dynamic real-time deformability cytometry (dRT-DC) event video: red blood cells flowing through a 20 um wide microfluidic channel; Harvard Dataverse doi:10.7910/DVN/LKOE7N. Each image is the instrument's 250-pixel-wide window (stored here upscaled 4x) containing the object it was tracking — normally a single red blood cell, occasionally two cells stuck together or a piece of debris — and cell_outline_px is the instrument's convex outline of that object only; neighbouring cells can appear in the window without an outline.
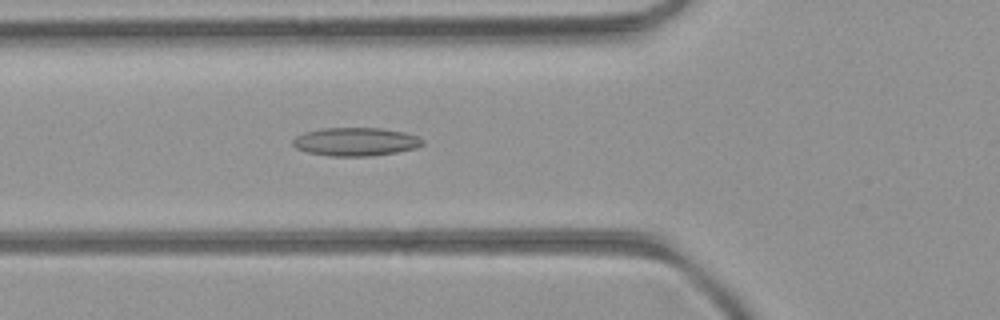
{"species": "common noctule bat (a hibernating species)", "species_latin": "Nyctalus noctula", "temperature_condition": "room temperature", "stored_images_in_passage": 34, "camera_frame_rate_fps": 3000, "um_per_image_px": 0.085, "animal": {"sex": "female", "body_mass_g": 21.9}, "frame": {"image": 1, "passage_image": 7, "time_ms": 2.0, "image_size_px": [1000, 320], "cell_outline_px": [[424, 144], [416, 148], [396, 152], [372, 156], [328, 156], [308, 152], [296, 148], [292, 144], [292, 140], [296, 136], [304, 132], [320, 128], [380, 128], [404, 132], [416, 136], [424, 140]], "centroid_in_image_um": [30.21, 12.04], "position_along_channel_um": 95.6, "area_um2": 21.5}}
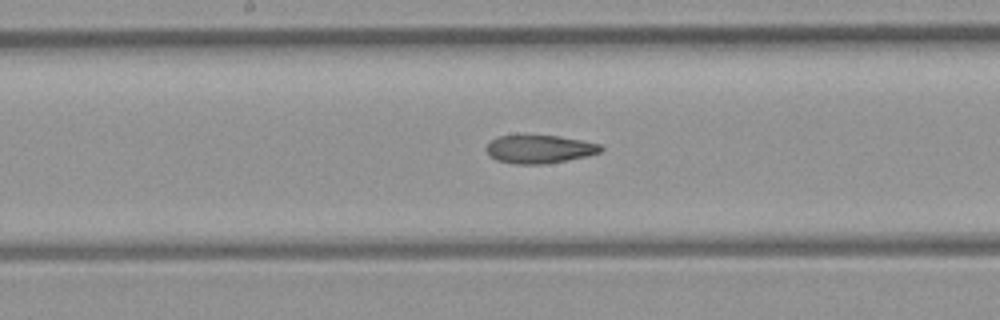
{"frame": {"image": 2, "passage_image": 15, "time_ms": 4.667, "image_size_px": [1000, 320], "cell_outline_px": [[604, 148], [600, 152], [588, 156], [568, 160], [544, 164], [516, 164], [496, 160], [484, 148], [492, 140], [500, 136], [520, 132], [560, 136], [600, 144]], "centroid_in_image_um": [45.84, 12.63], "position_along_channel_um": 202.4, "area_um2": 19.48}}
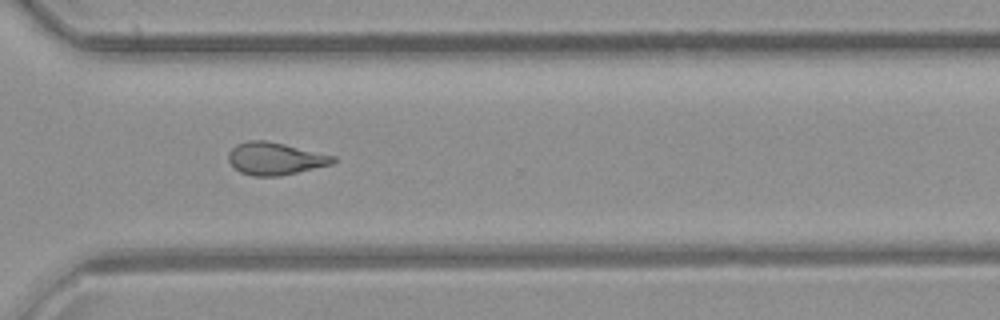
{"frame": {"image": 3, "passage_image": 26, "time_ms": 8.333, "image_size_px": [1000, 320], "cell_outline_px": [[336, 160], [332, 164], [280, 176], [252, 176], [240, 172], [228, 160], [228, 152], [236, 144], [248, 140], [264, 140], [284, 144], [336, 156]], "centroid_in_image_um": [23.37, 13.48], "position_along_channel_um": 347.2, "area_um2": 19.71}, "authors_computed_cell_mechanics": {"area_um2": 19.5942, "velocity_mm_per_s": 3.9636, "shape_relaxation_time_tau1_ms": null, "shape_relaxation_time_tau2_ms": 3.8021, "deformation_change_tau1": null, "deformation_change_tau2": 0.1188}}